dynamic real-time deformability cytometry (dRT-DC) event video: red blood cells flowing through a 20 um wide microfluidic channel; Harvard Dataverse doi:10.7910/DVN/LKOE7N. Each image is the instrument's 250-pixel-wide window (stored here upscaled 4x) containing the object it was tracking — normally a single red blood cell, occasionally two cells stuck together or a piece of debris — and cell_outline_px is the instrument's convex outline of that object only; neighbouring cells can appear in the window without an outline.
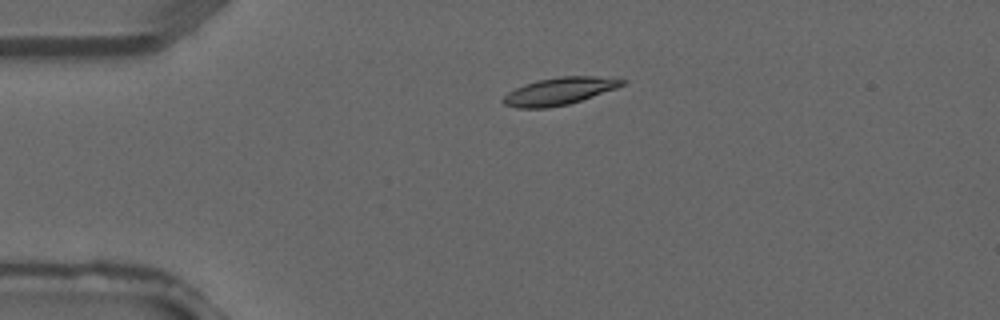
{"species": "common noctule bat (a hibernating species)", "species_latin": "Nyctalus noctula", "temperature_condition": "warm", "stored_images_in_passage": 4, "camera_frame_rate_fps": 3000, "um_per_image_px": 0.085, "animal": {"sex": "male", "forearm_length_mm": 52.5}, "frame": {"image": 1, "passage_image": 3, "time_ms": 0.667, "image_size_px": [1000, 320], "cell_outline_px": [[628, 80], [624, 84], [616, 88], [568, 104], [548, 108], [516, 108], [504, 104], [500, 100], [508, 92], [524, 84], [540, 80], [560, 76], [592, 76]], "centroid_in_image_um": [47.5, 7.75], "position_along_channel_um": 37.5, "area_um2": 18.73}}